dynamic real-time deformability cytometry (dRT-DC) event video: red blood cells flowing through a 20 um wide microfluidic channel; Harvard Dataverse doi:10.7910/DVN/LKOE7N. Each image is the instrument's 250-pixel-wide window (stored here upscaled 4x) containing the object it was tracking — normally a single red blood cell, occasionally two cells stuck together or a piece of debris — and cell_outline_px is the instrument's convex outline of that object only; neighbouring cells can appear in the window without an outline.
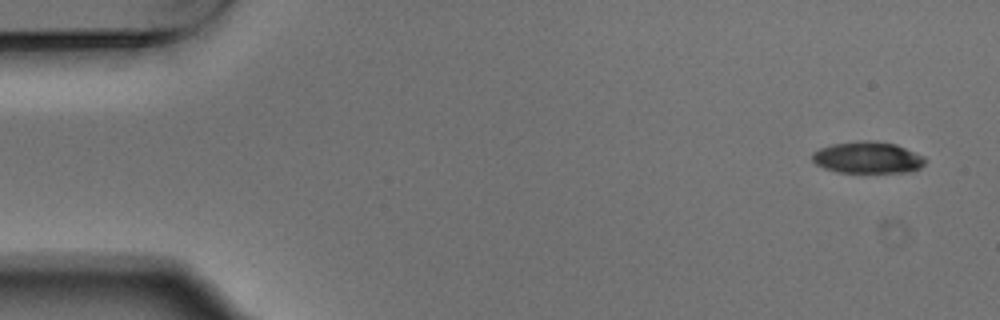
{"species": "Egyptian fruit bat (a non-hibernating species)", "species_latin": "Rousettus aegyptiacus", "temperature_condition": "warm", "stored_images_in_passage": 5, "camera_frame_rate_fps": 3000, "um_per_image_px": 0.085, "animal": {"sex": "male"}, "frame": {"image": 1, "passage_image": 1, "time_ms": 0.0, "image_size_px": [1000, 320], "cell_outline_px": [[928, 160], [920, 168], [908, 172], [836, 172], [824, 168], [816, 164], [812, 160], [812, 152], [820, 148], [832, 144], [860, 140], [876, 140], [896, 144], [924, 156]], "centroid_in_image_um": [73.76, 13.38], "position_along_channel_um": 11.2, "area_um2": 21.04}}
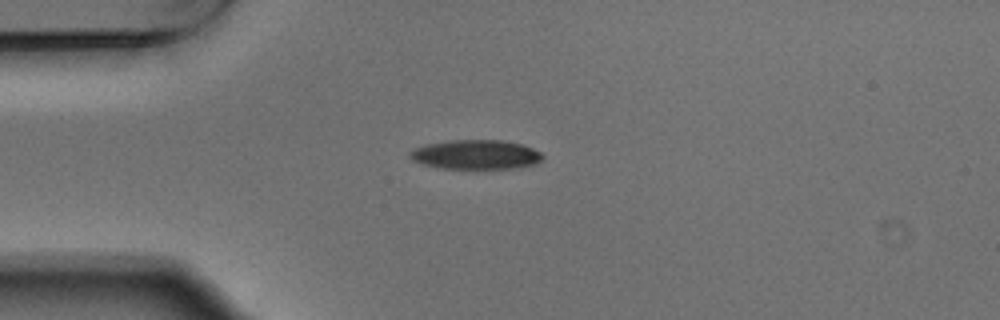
{"frame": {"image": 2, "passage_image": 4, "time_ms": 1.0, "image_size_px": [1000, 320], "cell_outline_px": [[544, 156], [536, 164], [516, 168], [440, 168], [424, 164], [412, 160], [408, 156], [408, 152], [412, 148], [428, 144], [448, 140], [500, 140], [520, 144], [532, 148], [540, 152]], "centroid_in_image_um": [40.41, 13.13], "position_along_channel_um": 44.6, "area_um2": 22.66}}